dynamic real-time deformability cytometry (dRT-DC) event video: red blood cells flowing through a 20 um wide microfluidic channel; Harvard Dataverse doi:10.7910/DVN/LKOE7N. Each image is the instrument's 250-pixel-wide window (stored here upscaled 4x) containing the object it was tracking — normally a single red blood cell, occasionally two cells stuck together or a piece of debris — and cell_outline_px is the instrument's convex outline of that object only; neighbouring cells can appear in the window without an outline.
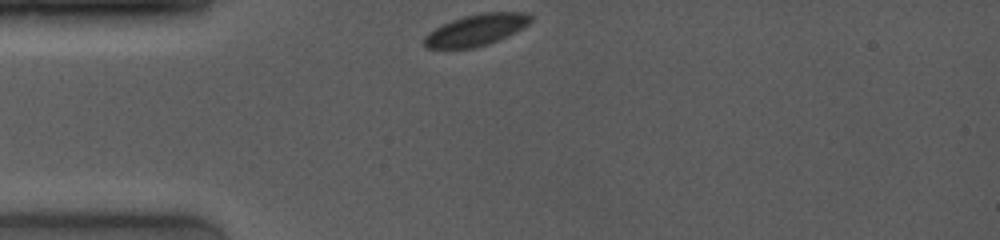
{"species": "common noctule bat (a hibernating species)", "species_latin": "Nyctalus noctula", "temperature_condition": "room temperature", "stored_images_in_passage": 42, "camera_frame_rate_fps": 4000, "um_per_image_px": 0.085, "animal": {"sex": "female", "body_mass_g": 19.0, "forearm_length_mm": 53.3}, "frame": {"image": 1, "passage_image": 1, "time_ms": 0.0, "image_size_px": [1000, 240], "cell_outline_px": [[532, 20], [524, 28], [500, 40], [476, 48], [424, 48], [420, 40], [428, 32], [452, 20], [464, 16], [484, 12], [528, 12], [532, 16]], "centroid_in_image_um": [40.47, 2.55], "position_along_channel_um": 44.5, "area_um2": 19.83}}
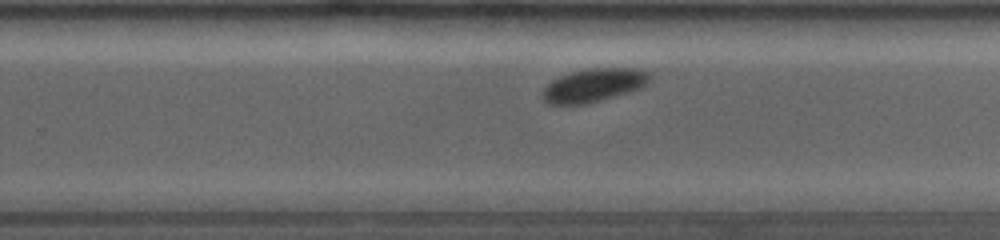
{"frame": {"image": 2, "passage_image": 27, "time_ms": 6.5, "image_size_px": [1000, 240], "cell_outline_px": [[652, 76], [640, 88], [628, 92], [600, 100], [584, 104], [548, 104], [544, 100], [540, 92], [552, 80], [560, 76], [572, 72], [588, 68], [640, 68], [648, 72]], "centroid_in_image_um": [50.44, 7.23], "position_along_channel_um": 279.4, "area_um2": 20.69}}
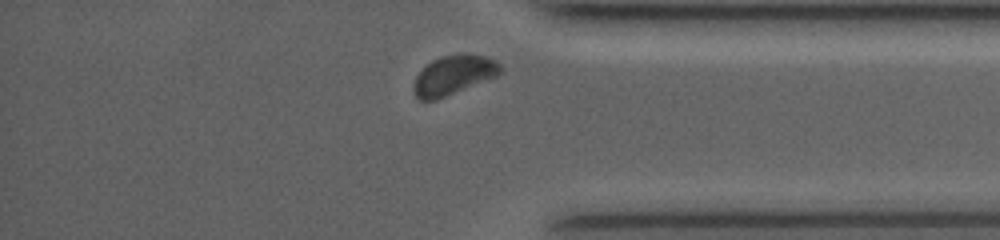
{"frame": {"image": 3, "passage_image": 39, "time_ms": 9.5, "image_size_px": [1000, 240], "cell_outline_px": [[504, 72], [496, 76], [436, 100], [420, 100], [416, 96], [412, 88], [412, 84], [416, 76], [432, 60], [440, 56], [484, 56], [496, 60], [504, 68]], "centroid_in_image_um": [38.55, 6.41], "position_along_channel_um": 396.7, "area_um2": 19.42}}